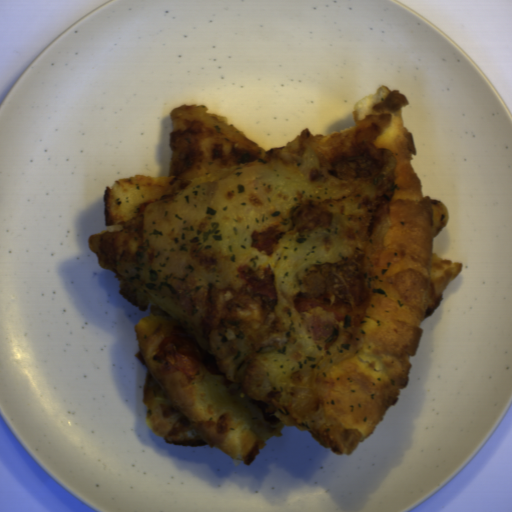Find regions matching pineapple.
<instances>
[{"label": "pineapple", "mask_w": 512, "mask_h": 512, "mask_svg": "<svg viewBox=\"0 0 512 512\" xmlns=\"http://www.w3.org/2000/svg\"><path fill=\"white\" fill-rule=\"evenodd\" d=\"M208 350L220 372L229 380L240 383L254 400L275 402L297 415L309 426L322 428L328 421L318 396V380L324 370L338 367L352 359L355 350L345 347L336 354L319 360L310 380L303 384L273 379L256 361L254 343L228 330H216L208 337Z\"/></svg>", "instance_id": "2"}, {"label": "pineapple", "mask_w": 512, "mask_h": 512, "mask_svg": "<svg viewBox=\"0 0 512 512\" xmlns=\"http://www.w3.org/2000/svg\"><path fill=\"white\" fill-rule=\"evenodd\" d=\"M318 196L317 188L288 161H264L147 204L139 277L158 292L194 284L239 290L250 284L240 275V267L247 266L262 277L270 269L274 289L307 290L312 267L345 253L339 213L332 214L328 227L292 231L295 210ZM270 226L281 237L265 256L250 242L254 231Z\"/></svg>", "instance_id": "1"}]
</instances>
